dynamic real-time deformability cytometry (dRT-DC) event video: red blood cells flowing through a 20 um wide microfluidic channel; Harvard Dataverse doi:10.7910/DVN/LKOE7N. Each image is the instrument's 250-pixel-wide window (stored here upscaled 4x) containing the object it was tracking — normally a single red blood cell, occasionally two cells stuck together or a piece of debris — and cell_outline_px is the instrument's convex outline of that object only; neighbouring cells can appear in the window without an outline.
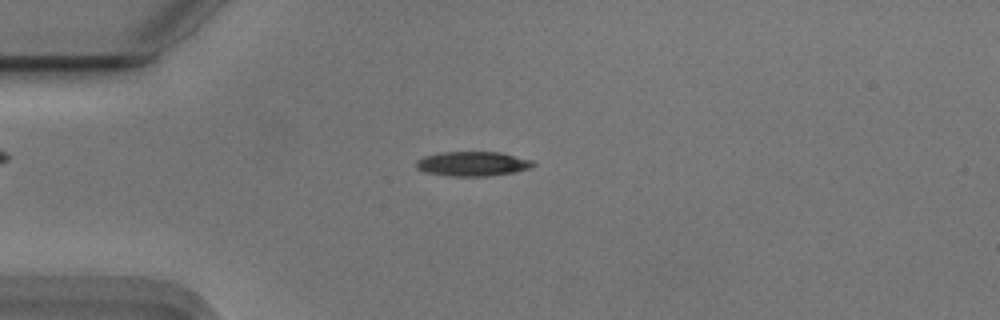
{"species": "Egyptian fruit bat (a non-hibernating species)", "species_latin": "Rousettus aegyptiacus", "temperature_condition": "cold", "stored_images_in_passage": 49, "camera_frame_rate_fps": 3000, "um_per_image_px": 0.085, "animal": {"sex": "male"}, "frame": {"image": 1, "passage_image": 8, "time_ms": 2.333, "image_size_px": [1000, 320], "cell_outline_px": [[536, 164], [532, 168], [512, 172], [488, 176], [448, 176], [428, 172], [416, 168], [416, 160], [424, 156], [440, 152], [500, 152], [532, 160]], "centroid_in_image_um": [40.18, 13.91], "position_along_channel_um": 44.8, "area_um2": 16.7}}
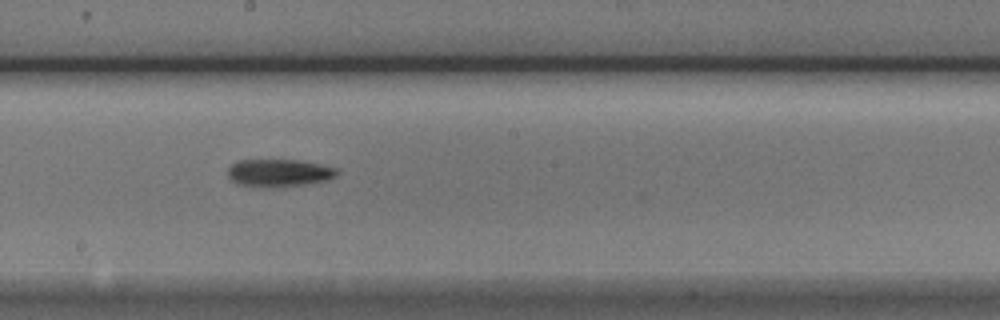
{"frame": {"image": 2, "passage_image": 24, "time_ms": 7.667, "image_size_px": [1000, 320], "cell_outline_px": [[340, 172], [336, 176], [328, 180], [304, 184], [264, 188], [236, 184], [228, 176], [228, 168], [232, 164], [240, 160], [296, 160], [336, 168]], "centroid_in_image_um": [23.68, 14.71], "position_along_channel_um": 224.5, "area_um2": 17.46}}
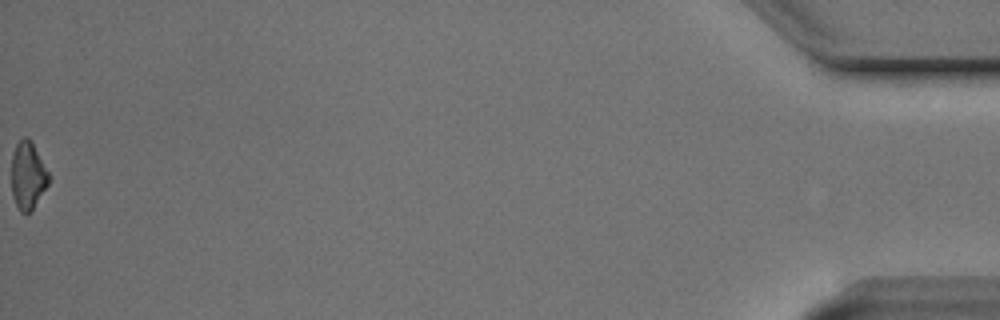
{"frame": {"image": 3, "passage_image": 49, "time_ms": 16.0, "image_size_px": [1000, 320], "cell_outline_px": [[48, 184], [32, 208], [28, 212], [20, 212], [12, 196], [12, 152], [16, 144], [24, 136], [28, 136], [32, 140], [48, 172]], "centroid_in_image_um": [2.34, 14.86], "position_along_channel_um": 432.9, "area_um2": 14.45}, "authors_computed_cell_mechanics": {"area_um2": 16.4152, "velocity_mm_per_s": 3.7464, "shape_relaxation_time_tau1_ms": 4.8241, "shape_relaxation_time_tau2_ms": null, "deformation_change_tau1": 0.1587, "deformation_change_tau2": null}}